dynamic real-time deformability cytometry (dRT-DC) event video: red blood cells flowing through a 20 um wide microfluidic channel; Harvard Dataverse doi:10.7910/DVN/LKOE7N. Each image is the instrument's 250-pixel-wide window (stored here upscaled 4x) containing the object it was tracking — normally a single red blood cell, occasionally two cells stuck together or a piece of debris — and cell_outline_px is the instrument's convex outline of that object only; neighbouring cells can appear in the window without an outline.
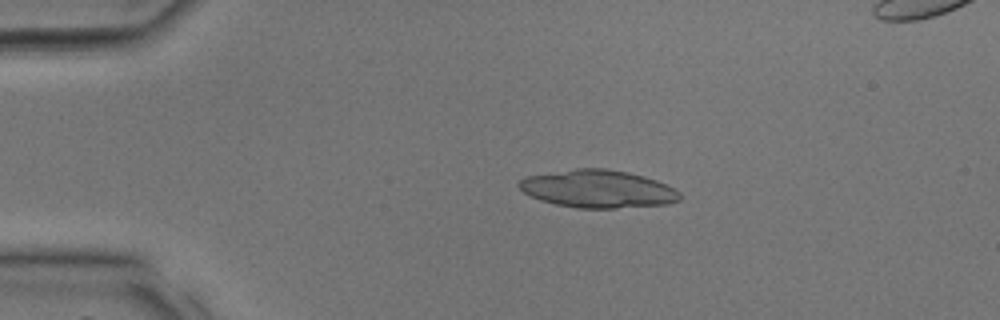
{"species": "common noctule bat (a hibernating species)", "species_latin": "Nyctalus noctula", "temperature_condition": "room temperature", "stored_images_in_passage": 13, "camera_frame_rate_fps": 3000, "um_per_image_px": 0.085, "animal": {"sex": "male", "body_mass_g": 17.9, "forearm_length_mm": 54.2}, "frame": {"image": 1, "passage_image": 7, "time_ms": 2.0, "image_size_px": [1000, 320], "cell_outline_px": [[680, 200], [668, 204], [616, 208], [576, 208], [556, 204], [540, 200], [524, 192], [516, 184], [520, 180], [528, 176], [576, 168], [604, 168], [628, 172], [644, 176], [656, 180], [680, 192]], "centroid_in_image_um": [50.82, 16.06], "position_along_channel_um": 34.2, "area_um2": 35.2}}